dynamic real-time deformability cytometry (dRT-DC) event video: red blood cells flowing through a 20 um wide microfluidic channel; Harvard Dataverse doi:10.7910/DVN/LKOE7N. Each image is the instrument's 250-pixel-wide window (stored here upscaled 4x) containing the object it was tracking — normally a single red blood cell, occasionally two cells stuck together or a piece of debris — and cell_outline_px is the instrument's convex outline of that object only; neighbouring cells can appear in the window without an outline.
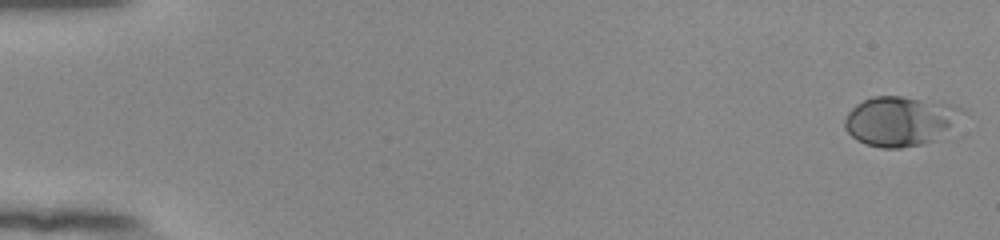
{"species": "human", "species_latin": "Homo sapiens", "temperature_condition": "room temperature", "stored_images_in_passage": 54, "camera_frame_rate_fps": 3000, "um_per_image_px": 0.085, "donor": {"sex": "female"}, "frame": {"image": 1, "passage_image": 1, "time_ms": 0.0, "image_size_px": [1000, 240], "cell_outline_px": [[968, 112], [940, 140], [924, 144], [900, 148], [880, 148], [864, 144], [856, 140], [844, 128], [844, 120], [848, 112], [856, 104], [872, 96], [900, 96], [948, 104], [960, 108]], "centroid_in_image_um": [76.55, 10.32], "position_along_channel_um": 8.5, "area_um2": 34.51}}
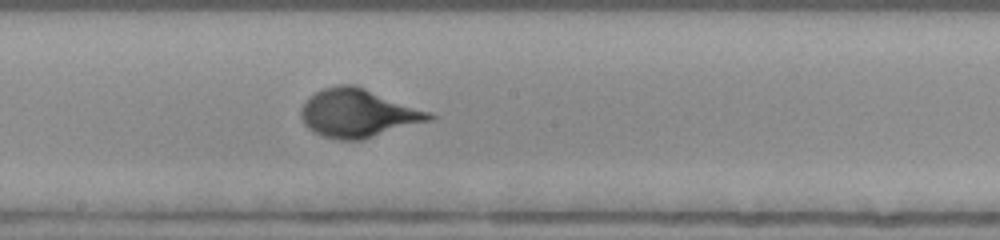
{"frame": {"image": 2, "passage_image": 31, "time_ms": 10.0, "image_size_px": [1000, 240], "cell_outline_px": [[436, 116], [432, 120], [364, 140], [340, 140], [324, 136], [312, 132], [304, 124], [300, 116], [300, 112], [304, 104], [316, 92], [324, 88], [336, 84], [356, 84], [432, 112]], "centroid_in_image_um": [30.48, 9.62], "position_along_channel_um": 217.7, "area_um2": 36.47}}
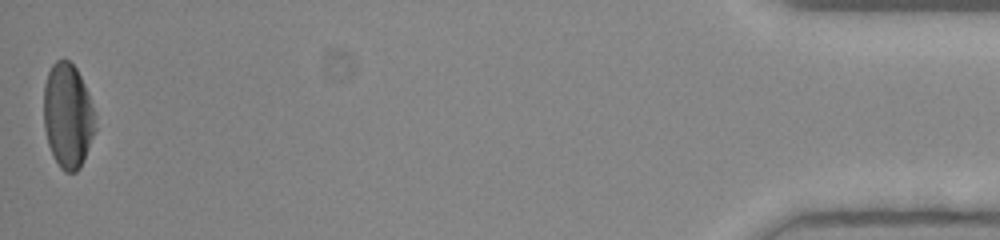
{"frame": {"image": 3, "passage_image": 54, "time_ms": 17.667, "image_size_px": [1000, 240], "cell_outline_px": [[96, 132], [84, 160], [80, 168], [76, 172], [64, 172], [60, 168], [52, 156], [48, 144], [44, 128], [44, 84], [48, 72], [52, 64], [56, 60], [68, 60], [76, 68], [88, 92], [96, 116]], "centroid_in_image_um": [5.77, 9.87], "position_along_channel_um": 429.4, "area_um2": 31.91}}